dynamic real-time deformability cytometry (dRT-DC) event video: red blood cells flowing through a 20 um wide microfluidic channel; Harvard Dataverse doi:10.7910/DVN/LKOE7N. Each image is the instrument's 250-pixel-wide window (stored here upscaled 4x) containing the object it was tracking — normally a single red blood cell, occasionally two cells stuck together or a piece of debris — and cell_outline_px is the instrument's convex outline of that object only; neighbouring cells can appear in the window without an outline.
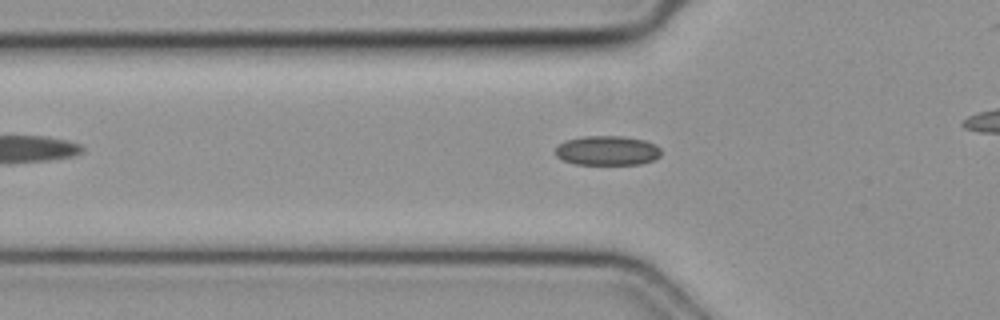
{"species": "common noctule bat (a hibernating species)", "species_latin": "Nyctalus noctula", "temperature_condition": "cold", "stored_images_in_passage": 33, "camera_frame_rate_fps": 3000, "um_per_image_px": 0.085, "animal": {"sex": "female", "body_mass_g": 19.3, "forearm_length_mm": 54.1}, "frame": {"image": 1, "passage_image": 9, "time_ms": 2.667, "image_size_px": [1000, 320], "cell_outline_px": [[660, 156], [652, 160], [640, 164], [576, 164], [564, 160], [556, 156], [556, 148], [564, 140], [584, 136], [624, 136], [644, 140], [656, 144], [660, 148]], "centroid_in_image_um": [51.62, 12.79], "position_along_channel_um": 74.2, "area_um2": 18.15}}
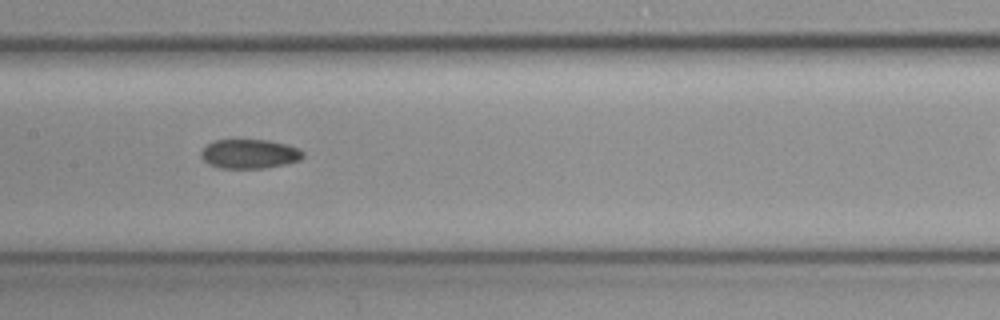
{"frame": {"image": 2, "passage_image": 17, "time_ms": 5.333, "image_size_px": [1000, 320], "cell_outline_px": [[304, 156], [300, 160], [284, 164], [260, 168], [220, 168], [204, 160], [200, 156], [200, 152], [208, 144], [216, 140], [268, 140], [288, 144], [300, 148], [304, 152]], "centroid_in_image_um": [21.25, 13.07], "position_along_channel_um": 186.2, "area_um2": 17.28}}
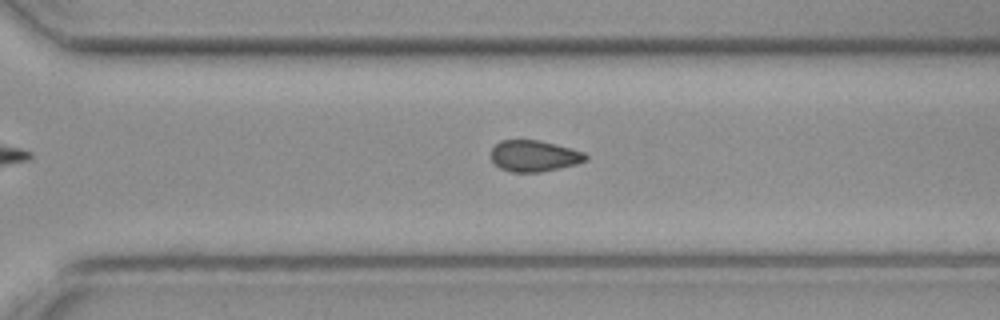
{"frame": {"image": 3, "passage_image": 27, "time_ms": 8.667, "image_size_px": [1000, 320], "cell_outline_px": [[588, 160], [576, 164], [560, 168], [540, 172], [512, 172], [500, 168], [492, 160], [492, 148], [500, 140], [540, 140], [556, 144], [584, 152], [588, 156]], "centroid_in_image_um": [45.42, 13.25], "position_along_channel_um": 325.2, "area_um2": 17.22}}